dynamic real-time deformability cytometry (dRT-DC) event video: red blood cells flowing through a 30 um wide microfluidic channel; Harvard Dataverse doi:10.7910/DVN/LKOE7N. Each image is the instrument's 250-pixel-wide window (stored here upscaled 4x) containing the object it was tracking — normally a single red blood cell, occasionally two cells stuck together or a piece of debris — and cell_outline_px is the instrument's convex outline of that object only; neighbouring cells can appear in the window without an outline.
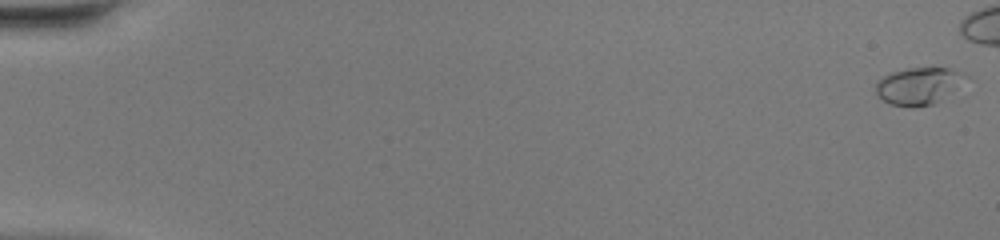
{"species": "common noctule bat (a hibernating species)", "species_latin": "Nyctalus noctula", "temperature_condition": "warm", "stored_images_in_passage": 40, "camera_frame_rate_fps": 3000, "um_per_image_px": 0.085, "animal": {"sex": "female", "body_mass_g": 20.0, "forearm_length_mm": 54.0}, "frame": {"image": 1, "passage_image": 1, "time_ms": 0.0, "image_size_px": [1000, 240], "cell_outline_px": [[968, 76], [932, 104], [912, 108], [908, 108], [888, 104], [876, 96], [876, 84], [884, 76], [892, 72], [908, 68], [948, 68], [964, 72]], "centroid_in_image_um": [77.98, 7.31], "position_along_channel_um": 7.0, "area_um2": 18.96}}
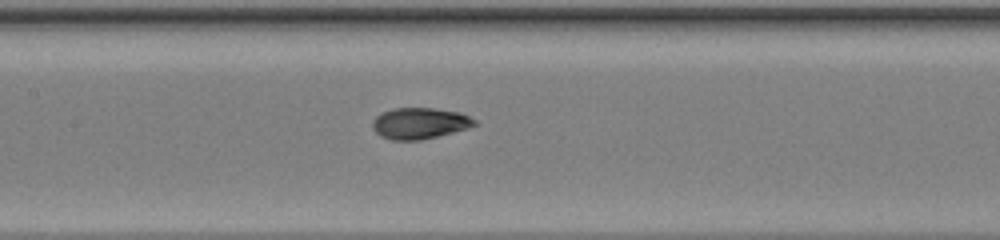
{"frame": {"image": 2, "passage_image": 25, "time_ms": 8.0, "image_size_px": [1000, 240], "cell_outline_px": [[476, 124], [468, 128], [420, 140], [392, 140], [380, 136], [372, 128], [372, 120], [376, 116], [392, 108], [436, 108], [460, 112], [476, 120]], "centroid_in_image_um": [35.65, 10.47], "position_along_channel_um": 171.8, "area_um2": 18.5}}
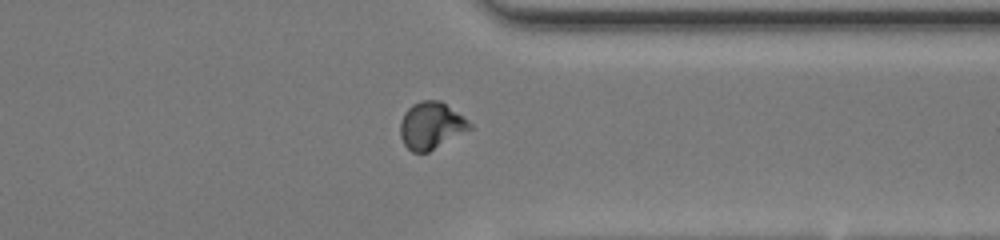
{"frame": {"image": 3, "passage_image": 39, "time_ms": 12.667, "image_size_px": [1000, 240], "cell_outline_px": [[476, 128], [428, 152], [412, 152], [404, 144], [400, 136], [400, 120], [404, 112], [412, 104], [420, 100], [440, 100], [468, 120]], "centroid_in_image_um": [36.67, 10.68], "position_along_channel_um": 374.7, "area_um2": 19.36}}